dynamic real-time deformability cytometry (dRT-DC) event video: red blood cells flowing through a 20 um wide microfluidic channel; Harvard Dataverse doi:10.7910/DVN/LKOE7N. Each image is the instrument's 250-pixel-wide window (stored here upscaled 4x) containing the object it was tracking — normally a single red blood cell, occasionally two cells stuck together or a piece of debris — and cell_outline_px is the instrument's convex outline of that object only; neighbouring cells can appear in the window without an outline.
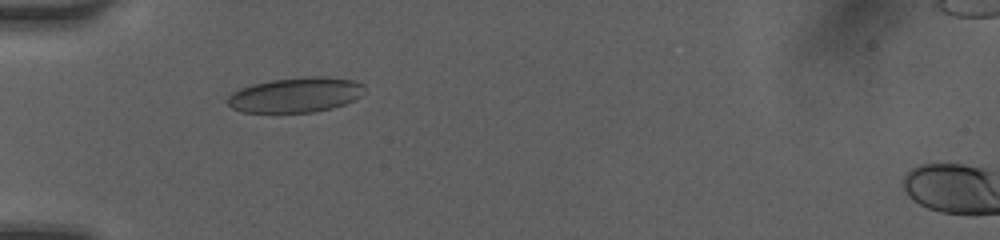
{"species": "human", "species_latin": "Homo sapiens", "temperature_condition": "room temperature", "stored_images_in_passage": 10, "camera_frame_rate_fps": 3000, "um_per_image_px": 0.085, "donor": {"sex": "female"}, "frame": {"image": 1, "passage_image": 1, "time_ms": 0.0, "image_size_px": [1000, 240], "cell_outline_px": [[364, 92], [356, 100], [332, 108], [312, 112], [244, 112], [232, 108], [228, 104], [228, 96], [232, 92], [240, 88], [252, 84], [272, 80], [304, 76], [328, 76], [356, 80], [364, 84]], "centroid_in_image_um": [25.18, 8.05], "position_along_channel_um": 59.8, "area_um2": 28.15}}
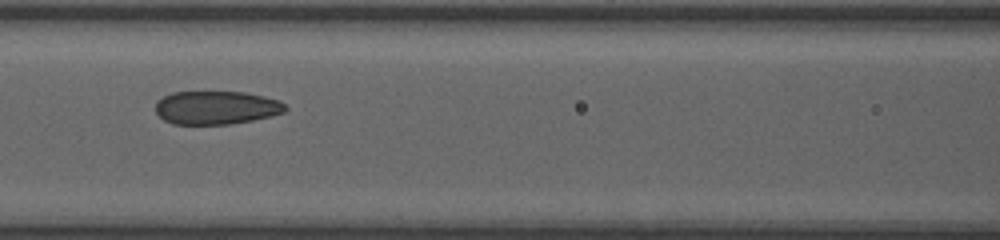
{"frame": {"image": 2, "passage_image": 6, "time_ms": 2.333, "image_size_px": [1000, 240], "cell_outline_px": [[288, 108], [284, 112], [272, 116], [252, 120], [228, 124], [172, 124], [164, 120], [156, 112], [156, 100], [172, 92], [244, 92], [264, 96], [280, 100]], "centroid_in_image_um": [18.39, 9.15], "position_along_channel_um": 148.2, "area_um2": 25.32}}
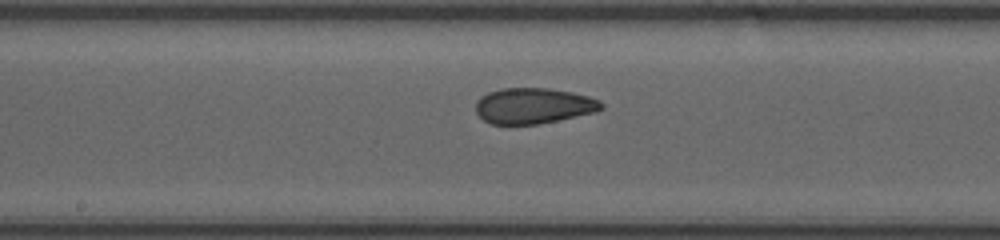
{"frame": {"image": 3, "passage_image": 9, "time_ms": 3.667, "image_size_px": [1000, 240], "cell_outline_px": [[604, 108], [596, 112], [536, 124], [492, 124], [484, 120], [476, 112], [476, 100], [480, 96], [488, 92], [504, 88], [548, 88], [572, 92], [588, 96], [600, 100], [604, 104]], "centroid_in_image_um": [45.35, 8.98], "position_along_channel_um": 202.8, "area_um2": 26.13}}